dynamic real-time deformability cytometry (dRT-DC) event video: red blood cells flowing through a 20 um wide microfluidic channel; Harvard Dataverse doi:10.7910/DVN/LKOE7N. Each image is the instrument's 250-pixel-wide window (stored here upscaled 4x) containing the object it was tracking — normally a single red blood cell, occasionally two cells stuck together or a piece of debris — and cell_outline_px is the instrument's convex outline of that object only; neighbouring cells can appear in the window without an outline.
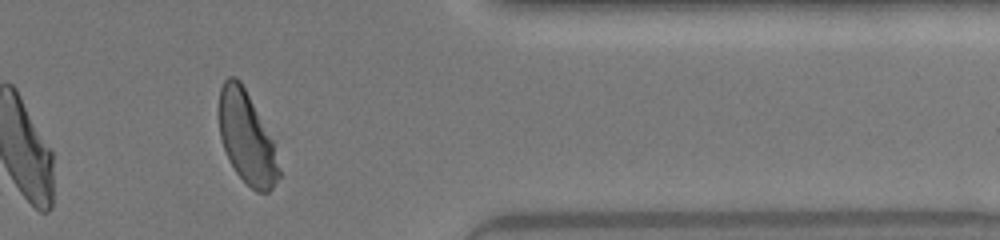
{"species": "human", "species_latin": "Homo sapiens", "temperature_condition": "warm", "stored_images_in_passage": 33, "camera_frame_rate_fps": 3000, "um_per_image_px": 0.085, "donor": {"sex": "female"}, "frame": {"image": 1, "passage_image": 28, "time_ms": 9.0, "image_size_px": [1000, 240], "cell_outline_px": [[280, 176], [272, 188], [268, 192], [256, 192], [236, 172], [224, 148], [220, 136], [220, 88], [224, 80], [228, 76], [236, 76], [240, 80], [272, 140], [280, 172]], "centroid_in_image_um": [20.96, 11.71], "position_along_channel_um": 390.4, "area_um2": 31.15}, "authors_computed_cell_mechanics": {"area_um2": 34.6222, "velocity_mm_per_s": 4.3521, "shape_relaxation_time_tau1_ms": 3.0986, "shape_relaxation_time_tau2_ms": null, "deformation_change_tau1": 0.175, "deformation_change_tau2": null}}